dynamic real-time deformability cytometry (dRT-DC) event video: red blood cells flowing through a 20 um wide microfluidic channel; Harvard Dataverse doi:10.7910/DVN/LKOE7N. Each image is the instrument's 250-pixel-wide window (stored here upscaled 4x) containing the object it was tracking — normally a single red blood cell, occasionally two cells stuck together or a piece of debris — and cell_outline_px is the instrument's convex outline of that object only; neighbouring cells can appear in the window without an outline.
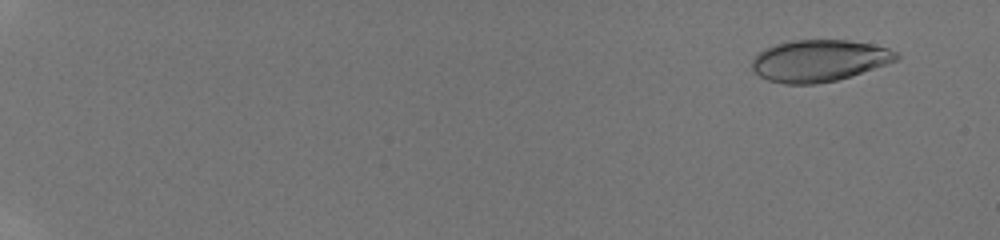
{"species": "human", "species_latin": "Homo sapiens", "temperature_condition": "room temperature", "stored_images_in_passage": 25, "camera_frame_rate_fps": 3000, "um_per_image_px": 0.085, "donor": {"sex": "male"}, "frame": {"image": 1, "passage_image": 7, "time_ms": 1.333, "image_size_px": [1000, 240], "cell_outline_px": [[900, 60], [836, 80], [816, 84], [784, 84], [768, 80], [752, 72], [752, 60], [764, 48], [776, 44], [792, 40], [848, 40], [872, 44], [888, 48], [896, 52], [900, 56]], "centroid_in_image_um": [69.62, 5.15], "position_along_channel_um": 15.4, "area_um2": 35.14}}
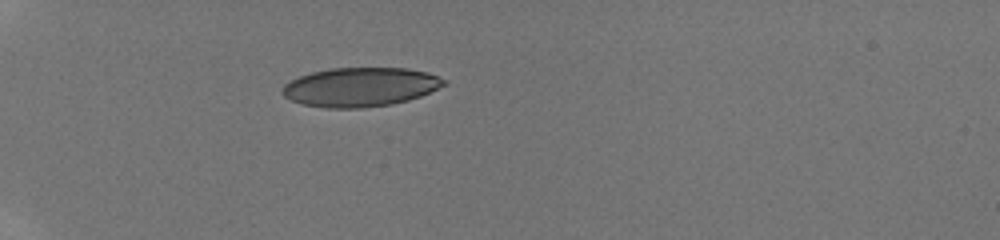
{"frame": {"image": 2, "passage_image": 20, "time_ms": 6.333, "image_size_px": [1000, 240], "cell_outline_px": [[448, 84], [420, 96], [408, 100], [392, 104], [364, 108], [328, 108], [304, 104], [292, 100], [284, 96], [280, 92], [280, 88], [284, 84], [300, 76], [312, 72], [328, 68], [408, 68], [428, 72], [448, 80]], "centroid_in_image_um": [30.65, 7.39], "position_along_channel_um": 54.4, "area_um2": 36.99}}
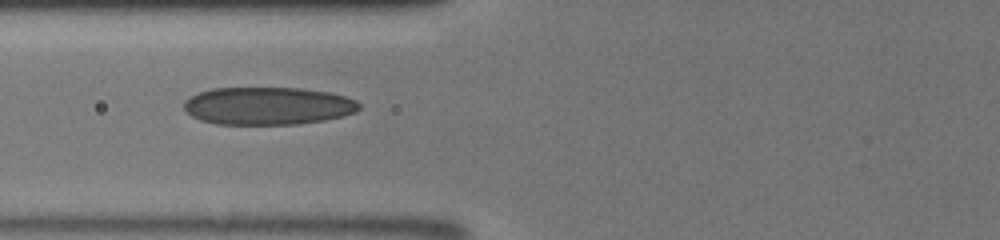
{"frame": {"image": 3, "passage_image": 24, "time_ms": 8.333, "image_size_px": [1000, 240], "cell_outline_px": [[360, 108], [356, 112], [344, 116], [324, 120], [296, 124], [216, 124], [200, 120], [192, 116], [184, 108], [184, 100], [200, 92], [212, 88], [300, 88], [328, 92], [344, 96], [356, 100], [360, 104]], "centroid_in_image_um": [22.78, 9.0], "position_along_channel_um": 103.0, "area_um2": 38.49}}